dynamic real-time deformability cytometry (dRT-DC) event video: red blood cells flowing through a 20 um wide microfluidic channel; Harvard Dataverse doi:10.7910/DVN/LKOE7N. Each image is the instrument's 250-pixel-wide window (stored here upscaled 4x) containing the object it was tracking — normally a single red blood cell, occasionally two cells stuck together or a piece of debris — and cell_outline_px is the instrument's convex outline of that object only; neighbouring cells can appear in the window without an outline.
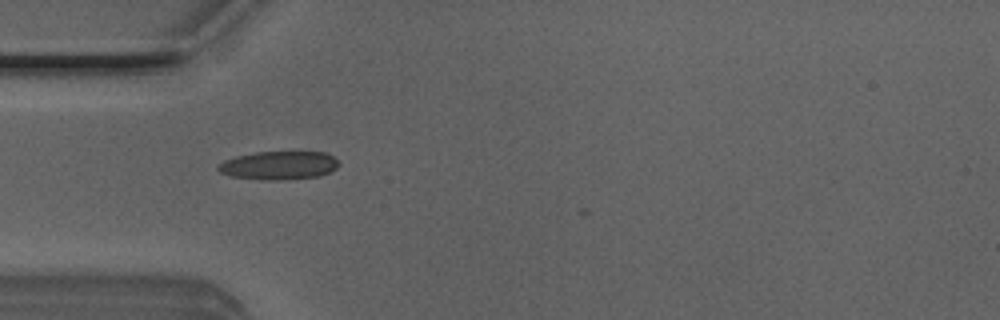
{"species": "Egyptian fruit bat (a non-hibernating species)", "species_latin": "Rousettus aegyptiacus", "temperature_condition": "room temperature", "stored_images_in_passage": 30, "camera_frame_rate_fps": 3000, "um_per_image_px": 0.085, "animal": {"sex": "male"}, "frame": {"image": 1, "passage_image": 1, "time_ms": 0.0, "image_size_px": [1000, 320], "cell_outline_px": [[340, 164], [336, 168], [320, 176], [280, 180], [268, 180], [232, 176], [220, 172], [216, 168], [224, 160], [236, 156], [256, 152], [324, 152], [332, 156]], "centroid_in_image_um": [23.7, 14.05], "position_along_channel_um": 61.3, "area_um2": 19.77}}
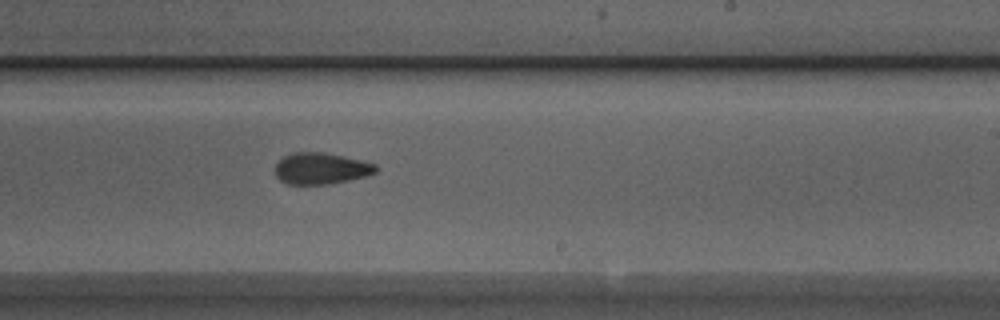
{"frame": {"image": 2, "passage_image": 16, "time_ms": 5.0, "image_size_px": [1000, 320], "cell_outline_px": [[376, 172], [364, 176], [332, 184], [288, 184], [280, 180], [276, 176], [276, 164], [284, 156], [292, 152], [324, 152], [360, 160], [376, 164]], "centroid_in_image_um": [27.26, 14.32], "position_along_channel_um": 261.7, "area_um2": 18.26}}
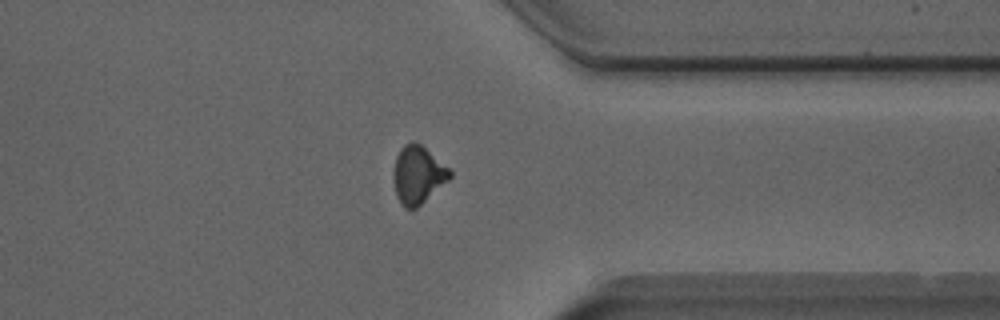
{"frame": {"image": 3, "passage_image": 25, "time_ms": 8.0, "image_size_px": [1000, 320], "cell_outline_px": [[452, 176], [448, 180], [416, 208], [404, 208], [400, 204], [396, 196], [392, 176], [392, 172], [396, 156], [400, 148], [404, 144], [412, 140], [416, 140], [448, 168], [452, 172]], "centroid_in_image_um": [35.47, 14.84], "position_along_channel_um": 375.9, "area_um2": 19.02}, "authors_computed_cell_mechanics": {"area_um2": 19.1318, "velocity_mm_per_s": 4.0288, "shape_relaxation_time_tau1_ms": null, "shape_relaxation_time_tau2_ms": 2.8204, "deformation_change_tau1": null, "deformation_change_tau2": 0.0993}}